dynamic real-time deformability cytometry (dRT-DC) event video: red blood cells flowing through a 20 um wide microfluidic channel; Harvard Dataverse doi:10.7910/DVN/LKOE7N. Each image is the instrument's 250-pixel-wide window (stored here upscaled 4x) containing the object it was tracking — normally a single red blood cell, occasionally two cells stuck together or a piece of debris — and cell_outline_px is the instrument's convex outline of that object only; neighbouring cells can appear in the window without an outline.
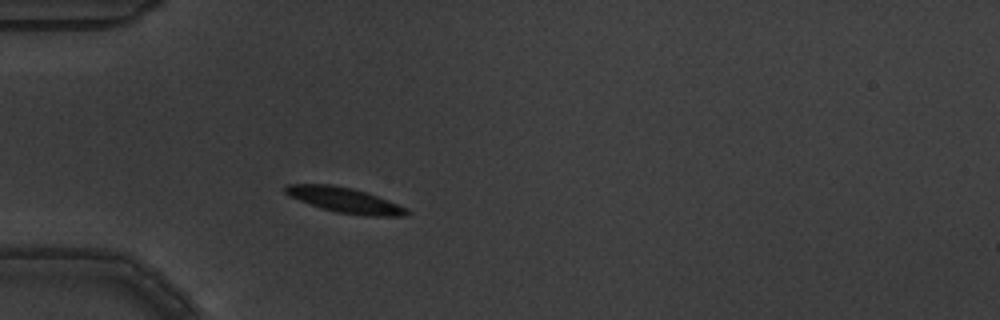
{"species": "common noctule bat (a hibernating species)", "species_latin": "Nyctalus noctula", "temperature_condition": "warm", "stored_images_in_passage": 2, "camera_frame_rate_fps": 3000, "um_per_image_px": 0.085, "animal": {"sex": "male", "body_mass_g": 19.5, "forearm_length_mm": 54.6}, "frame": {"image": 1, "passage_image": 2, "time_ms": 0.333, "image_size_px": [1000, 320], "cell_outline_px": [[412, 212], [408, 216], [368, 216], [336, 212], [288, 196], [284, 192], [284, 188], [288, 184], [332, 184], [352, 188], [368, 192], [408, 208]], "centroid_in_image_um": [29.37, 17.01], "position_along_channel_um": 55.6, "area_um2": 17.86}}